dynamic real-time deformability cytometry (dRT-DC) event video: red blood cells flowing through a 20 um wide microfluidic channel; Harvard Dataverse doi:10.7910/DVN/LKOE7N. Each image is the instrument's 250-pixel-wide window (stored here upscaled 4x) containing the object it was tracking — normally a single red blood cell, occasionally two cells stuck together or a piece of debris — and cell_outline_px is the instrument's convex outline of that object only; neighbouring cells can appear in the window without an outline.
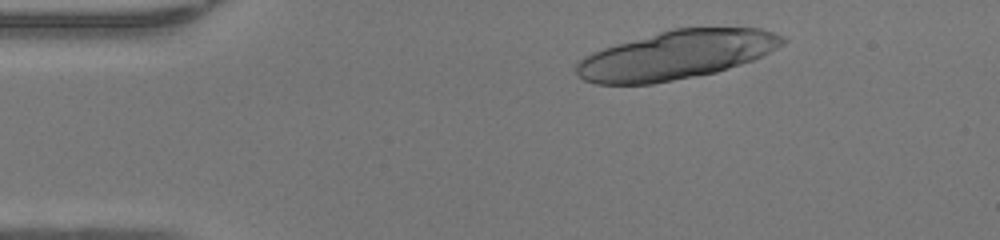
{"species": "human", "species_latin": "Homo sapiens", "temperature_condition": "warm", "stored_images_in_passage": 43, "camera_frame_rate_fps": 3000, "um_per_image_px": 0.085, "donor": {"sex": "female"}, "frame": {"image": 1, "passage_image": 4, "time_ms": 1.0, "image_size_px": [1000, 240], "cell_outline_px": [[788, 40], [784, 44], [752, 60], [716, 72], [652, 84], [596, 84], [584, 80], [576, 72], [576, 64], [584, 56], [592, 52], [616, 44], [672, 28], [764, 28], [784, 36]], "centroid_in_image_um": [57.5, 4.67], "position_along_channel_um": 27.5, "area_um2": 58.15}}
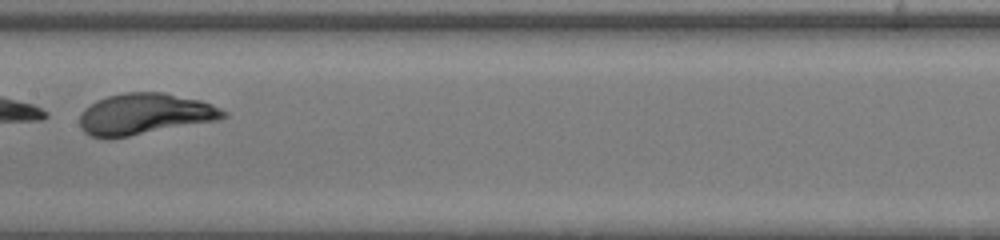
{"frame": {"image": 2, "passage_image": 21, "time_ms": 6.667, "image_size_px": [1000, 240], "cell_outline_px": [[228, 116], [220, 120], [128, 136], [92, 136], [84, 132], [80, 128], [80, 116], [84, 108], [96, 100], [108, 96], [124, 92], [164, 92], [200, 100], [212, 104], [228, 112]], "centroid_in_image_um": [12.35, 9.67], "position_along_channel_um": 195.1, "area_um2": 34.28}}
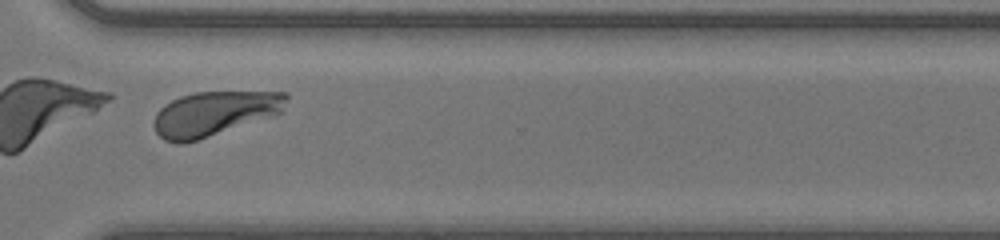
{"frame": {"image": 3, "passage_image": 32, "time_ms": 10.333, "image_size_px": [1000, 240], "cell_outline_px": [[288, 96], [280, 112], [196, 140], [180, 144], [176, 144], [164, 140], [156, 132], [152, 124], [156, 112], [164, 104], [180, 96], [196, 92], [288, 92]], "centroid_in_image_um": [18.12, 9.64], "position_along_channel_um": 352.5, "area_um2": 33.7}}